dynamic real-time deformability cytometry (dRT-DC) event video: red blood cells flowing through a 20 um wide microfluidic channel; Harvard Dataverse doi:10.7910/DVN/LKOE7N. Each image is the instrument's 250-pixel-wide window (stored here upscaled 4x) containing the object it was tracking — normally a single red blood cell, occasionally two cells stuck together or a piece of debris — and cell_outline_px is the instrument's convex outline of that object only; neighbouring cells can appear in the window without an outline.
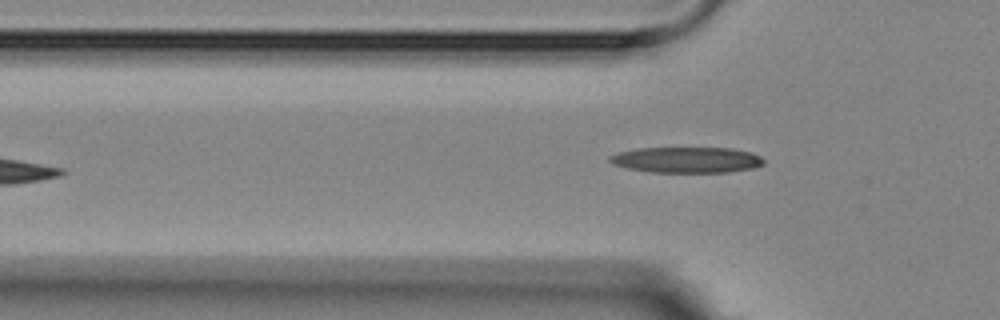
{"species": "Egyptian fruit bat (a non-hibernating species)", "species_latin": "Rousettus aegyptiacus", "temperature_condition": "room temperature", "stored_images_in_passage": 5, "camera_frame_rate_fps": 3000, "um_per_image_px": 0.085, "animal": {"sex": "female"}, "frame": {"image": 1, "passage_image": 5, "time_ms": 5.667, "image_size_px": [1000, 320], "cell_outline_px": [[764, 164], [752, 168], [728, 172], [652, 172], [628, 168], [612, 164], [608, 160], [608, 156], [620, 152], [636, 148], [732, 148], [752, 152], [760, 156], [764, 160]], "centroid_in_image_um": [58.37, 13.58], "position_along_channel_um": 67.4, "area_um2": 23.18}}